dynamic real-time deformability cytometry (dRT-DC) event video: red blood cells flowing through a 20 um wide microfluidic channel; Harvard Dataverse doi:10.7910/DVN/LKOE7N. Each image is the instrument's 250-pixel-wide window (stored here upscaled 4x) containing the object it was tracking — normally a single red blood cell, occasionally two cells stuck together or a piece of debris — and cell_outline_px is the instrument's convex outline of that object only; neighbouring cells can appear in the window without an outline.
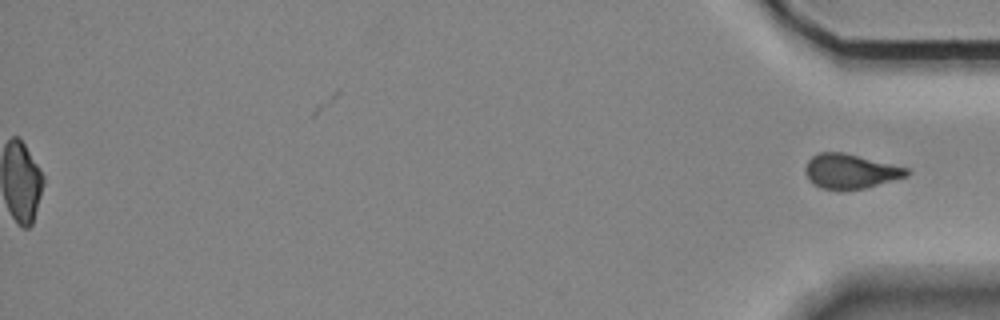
{"species": "Egyptian fruit bat (a non-hibernating species)", "species_latin": "Rousettus aegyptiacus", "temperature_condition": "room temperature", "stored_images_in_passage": 40, "segment_of_instrument_passage": [2, 2], "camera_frame_rate_fps": 3000, "um_per_image_px": 0.085, "animal": {"sex": "female"}, "frame": {"image": 1, "passage_image": 40, "time_ms": 13.0, "image_size_px": [1000, 320], "cell_outline_px": [[912, 172], [908, 176], [864, 188], [840, 192], [820, 188], [812, 184], [808, 180], [804, 168], [808, 160], [812, 156], [820, 152], [844, 152], [908, 168]], "centroid_in_image_um": [72.25, 14.58], "position_along_channel_um": 362.9, "area_um2": 20.87}}